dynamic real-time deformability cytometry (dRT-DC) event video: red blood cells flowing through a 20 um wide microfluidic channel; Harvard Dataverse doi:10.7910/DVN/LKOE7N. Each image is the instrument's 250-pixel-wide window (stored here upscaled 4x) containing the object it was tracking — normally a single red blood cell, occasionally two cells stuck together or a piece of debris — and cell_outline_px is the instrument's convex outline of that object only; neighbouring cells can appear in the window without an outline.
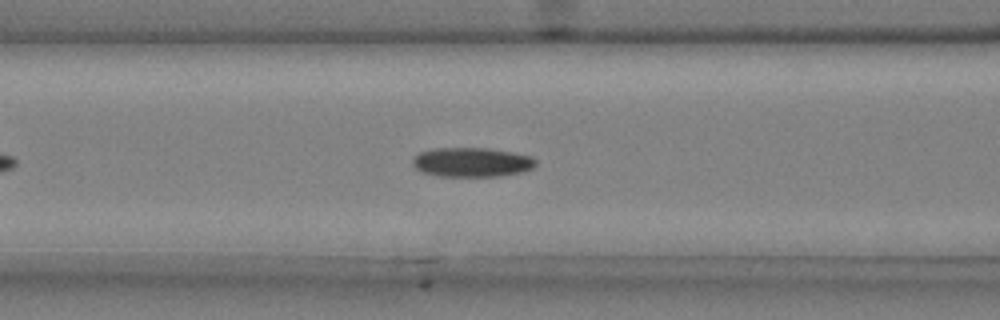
{"species": "common noctule bat (a hibernating species)", "species_latin": "Nyctalus noctula", "temperature_condition": "cold", "stored_images_in_passage": 43, "camera_frame_rate_fps": 3000, "um_per_image_px": 0.085, "animal": {"sex": "male", "body_mass_g": 20.4}, "frame": {"image": 1, "passage_image": 12, "time_ms": 3.667, "image_size_px": [1000, 320], "cell_outline_px": [[536, 164], [532, 168], [520, 172], [496, 176], [440, 176], [420, 172], [412, 164], [412, 160], [420, 152], [432, 148], [488, 148], [512, 152], [532, 156], [536, 160]], "centroid_in_image_um": [40.08, 13.78], "position_along_channel_um": 126.5, "area_um2": 21.04}}
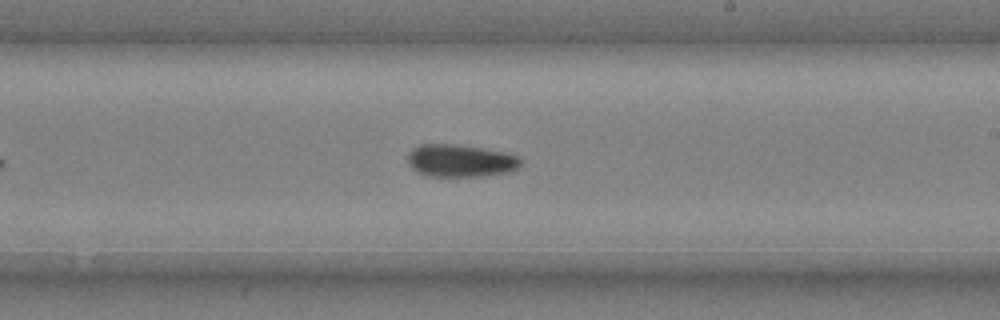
{"frame": {"image": 2, "passage_image": 22, "time_ms": 7.0, "image_size_px": [1000, 320], "cell_outline_px": [[520, 164], [516, 168], [508, 172], [484, 176], [428, 176], [416, 172], [408, 164], [408, 152], [412, 148], [420, 144], [456, 144], [504, 152], [516, 156], [520, 160]], "centroid_in_image_um": [39.07, 13.66], "position_along_channel_um": 249.9, "area_um2": 21.33}}
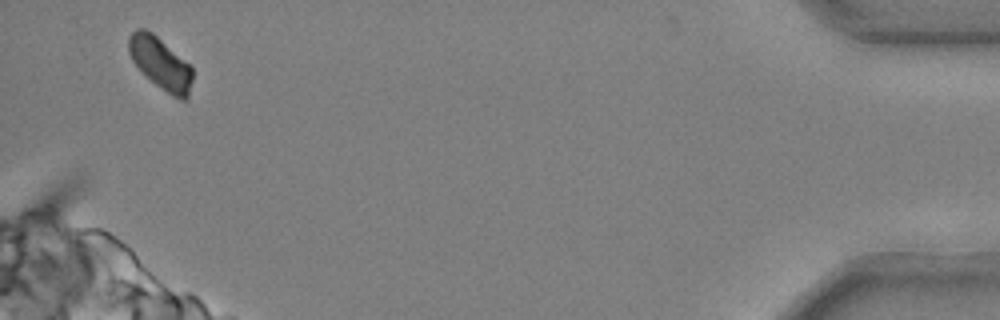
{"frame": {"image": 3, "passage_image": 41, "time_ms": 13.333, "image_size_px": [1000, 320], "cell_outline_px": [[192, 80], [188, 96], [184, 100], [180, 100], [172, 96], [156, 84], [132, 60], [128, 52], [128, 36], [136, 28], [144, 28], [152, 32], [188, 64], [192, 68]], "centroid_in_image_um": [13.63, 5.36], "position_along_channel_um": 421.6, "area_um2": 18.84}}